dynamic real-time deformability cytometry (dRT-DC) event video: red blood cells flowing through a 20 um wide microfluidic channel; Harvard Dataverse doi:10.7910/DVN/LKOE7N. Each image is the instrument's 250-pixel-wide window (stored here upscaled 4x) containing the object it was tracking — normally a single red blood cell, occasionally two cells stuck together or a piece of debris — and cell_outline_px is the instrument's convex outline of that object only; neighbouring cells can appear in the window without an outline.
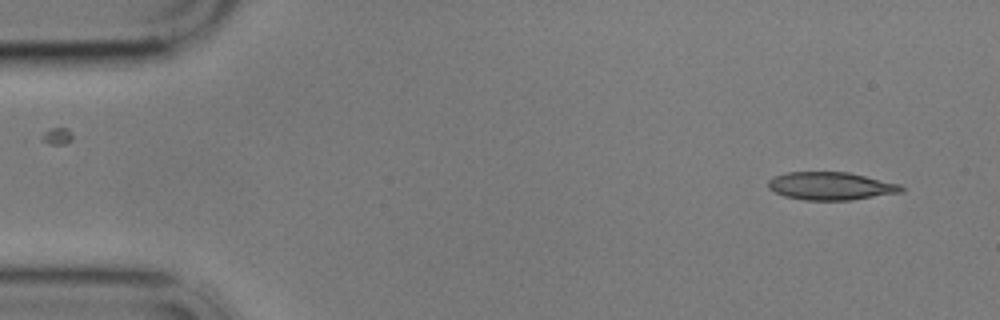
{"species": "common noctule bat (a hibernating species)", "species_latin": "Nyctalus noctula", "temperature_condition": "cold", "stored_images_in_passage": 3, "camera_frame_rate_fps": 3000, "um_per_image_px": 0.085, "animal": {"sex": "male", "body_mass_g": 17.9}, "frame": {"image": 1, "passage_image": 3, "time_ms": 2.333, "image_size_px": [1000, 320], "cell_outline_px": [[904, 192], [852, 200], [804, 200], [784, 196], [768, 188], [768, 180], [772, 176], [788, 172], [848, 172], [900, 184], [904, 188]], "centroid_in_image_um": [70.62, 15.81], "position_along_channel_um": 14.4, "area_um2": 21.73}}